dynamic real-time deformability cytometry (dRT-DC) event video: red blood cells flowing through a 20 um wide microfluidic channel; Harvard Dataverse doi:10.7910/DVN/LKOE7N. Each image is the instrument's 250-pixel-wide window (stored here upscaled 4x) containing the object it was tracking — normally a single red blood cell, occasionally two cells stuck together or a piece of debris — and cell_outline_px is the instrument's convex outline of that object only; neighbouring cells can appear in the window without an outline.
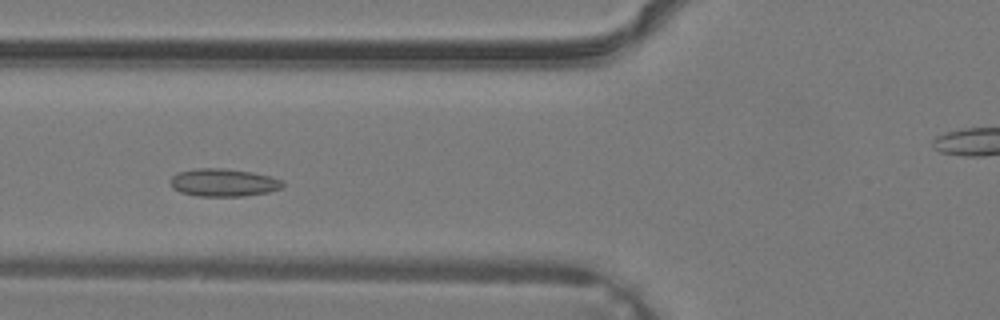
{"species": "common noctule bat (a hibernating species)", "species_latin": "Nyctalus noctula", "temperature_condition": "warm", "stored_images_in_passage": 29, "camera_frame_rate_fps": 3000, "um_per_image_px": 0.085, "animal": {"sex": "male", "body_mass_g": 19.2, "forearm_length_mm": 51.8}, "frame": {"image": 1, "passage_image": 5, "time_ms": 1.333, "image_size_px": [1000, 320], "cell_outline_px": [[284, 184], [280, 188], [268, 192], [240, 196], [196, 196], [180, 192], [172, 188], [168, 180], [176, 172], [196, 168], [224, 168], [252, 172], [284, 180]], "centroid_in_image_um": [18.93, 15.51], "position_along_channel_um": 106.9, "area_um2": 18.32}}
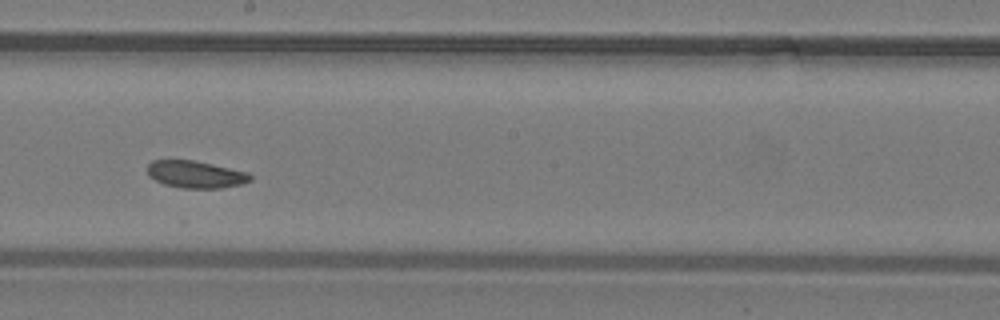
{"frame": {"image": 2, "passage_image": 12, "time_ms": 3.667, "image_size_px": [1000, 320], "cell_outline_px": [[252, 180], [240, 184], [220, 188], [180, 188], [164, 184], [148, 176], [148, 164], [152, 160], [192, 160], [212, 164], [248, 172], [252, 176]], "centroid_in_image_um": [16.62, 14.82], "position_along_channel_um": 231.6, "area_um2": 16.24}}
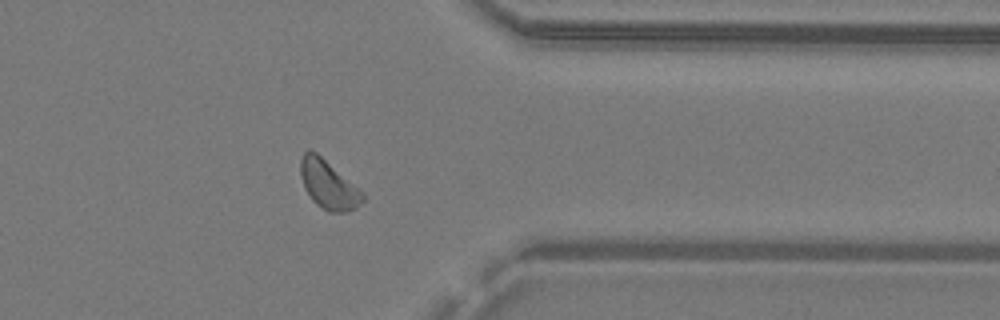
{"frame": {"image": 3, "passage_image": 21, "time_ms": 6.667, "image_size_px": [1000, 320], "cell_outline_px": [[364, 200], [356, 208], [344, 212], [328, 212], [316, 204], [312, 200], [304, 188], [300, 176], [300, 156], [304, 152], [316, 152], [364, 192]], "centroid_in_image_um": [27.91, 15.71], "position_along_channel_um": 383.5, "area_um2": 17.57}}